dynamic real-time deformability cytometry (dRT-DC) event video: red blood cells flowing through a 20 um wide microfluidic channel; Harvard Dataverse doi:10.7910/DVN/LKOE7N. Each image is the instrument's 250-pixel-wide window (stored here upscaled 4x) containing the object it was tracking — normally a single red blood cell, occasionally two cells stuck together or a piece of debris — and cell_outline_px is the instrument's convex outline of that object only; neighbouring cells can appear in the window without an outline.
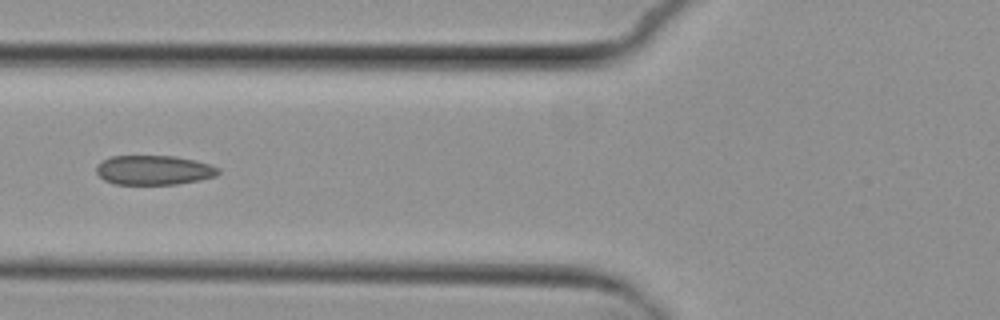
{"species": "common noctule bat (a hibernating species)", "species_latin": "Nyctalus noctula", "temperature_condition": "cold", "stored_images_in_passage": 8, "camera_frame_rate_fps": 3000, "um_per_image_px": 0.085, "animal": {"sex": "female", "body_mass_g": 29.2, "forearm_length_mm": 56.3}, "frame": {"image": 1, "passage_image": 5, "time_ms": 5.667, "image_size_px": [1000, 320], "cell_outline_px": [[220, 172], [216, 176], [200, 180], [176, 184], [112, 184], [104, 180], [96, 172], [96, 164], [112, 156], [176, 156], [196, 160], [220, 168]], "centroid_in_image_um": [13.08, 14.46], "position_along_channel_um": 112.7, "area_um2": 21.04}}
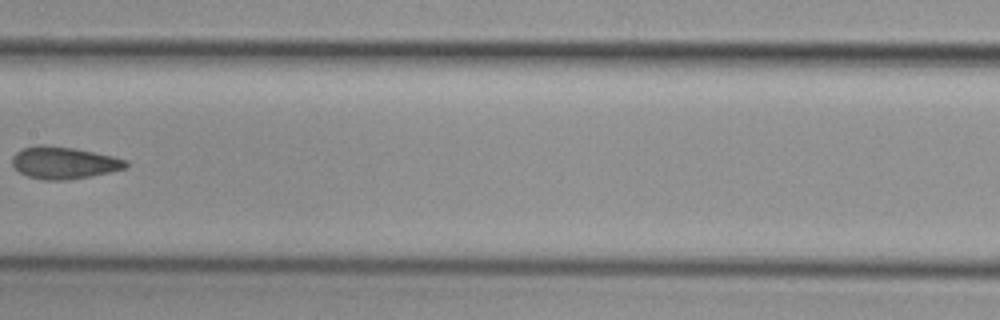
{"frame": {"image": 2, "passage_image": 7, "time_ms": 8.0, "image_size_px": [1000, 320], "cell_outline_px": [[128, 168], [112, 172], [92, 176], [68, 180], [44, 180], [28, 176], [20, 172], [12, 164], [12, 156], [16, 152], [24, 148], [76, 148], [112, 156], [128, 160]], "centroid_in_image_um": [5.52, 13.89], "position_along_channel_um": 201.9, "area_um2": 20.69}}
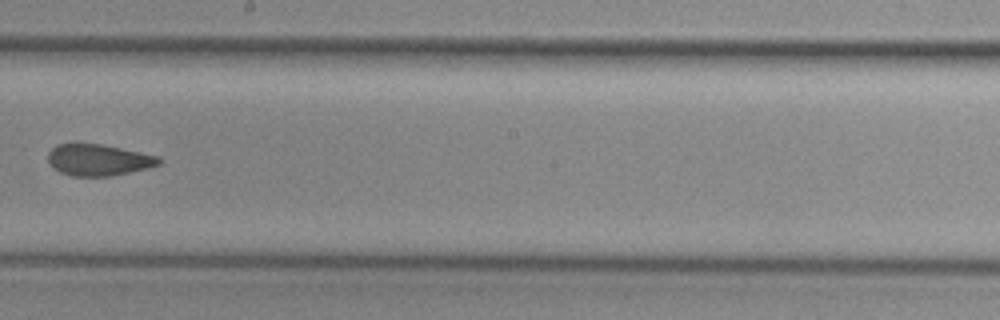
{"frame": {"image": 3, "passage_image": 8, "time_ms": 9.0, "image_size_px": [1000, 320], "cell_outline_px": [[164, 160], [160, 164], [148, 168], [112, 176], [72, 176], [60, 172], [52, 168], [48, 160], [48, 152], [56, 144], [100, 144], [120, 148], [156, 156]], "centroid_in_image_um": [8.35, 13.61], "position_along_channel_um": 239.9, "area_um2": 20.23}}